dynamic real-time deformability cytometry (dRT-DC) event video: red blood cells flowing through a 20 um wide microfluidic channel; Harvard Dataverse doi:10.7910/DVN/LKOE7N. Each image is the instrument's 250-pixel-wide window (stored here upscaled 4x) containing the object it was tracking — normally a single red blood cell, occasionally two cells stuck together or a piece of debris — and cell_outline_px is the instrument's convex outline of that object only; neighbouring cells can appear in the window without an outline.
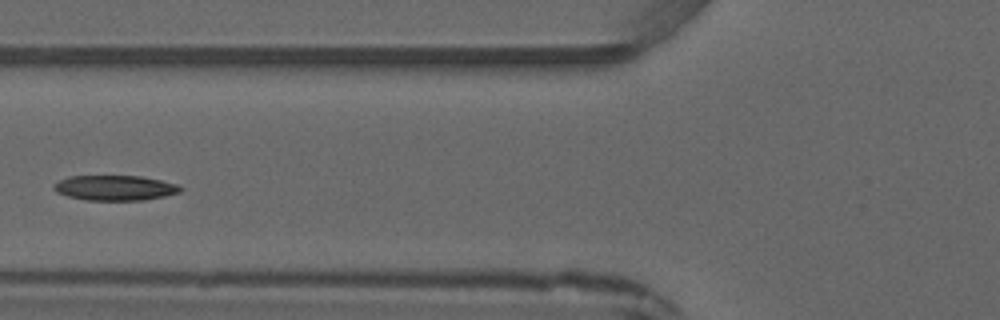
{"species": "common noctule bat (a hibernating species)", "species_latin": "Nyctalus noctula", "temperature_condition": "warm", "stored_images_in_passage": 3, "camera_frame_rate_fps": 3000, "um_per_image_px": 0.085, "animal": {"sex": "male", "forearm_length_mm": 52.5}, "frame": {"image": 1, "passage_image": 3, "time_ms": 2.333, "image_size_px": [1000, 320], "cell_outline_px": [[184, 188], [180, 192], [164, 196], [144, 200], [88, 200], [68, 196], [56, 192], [52, 188], [52, 184], [68, 176], [140, 176], [160, 180], [176, 184]], "centroid_in_image_um": [9.75, 15.96], "position_along_channel_um": 116.0, "area_um2": 18.5}}